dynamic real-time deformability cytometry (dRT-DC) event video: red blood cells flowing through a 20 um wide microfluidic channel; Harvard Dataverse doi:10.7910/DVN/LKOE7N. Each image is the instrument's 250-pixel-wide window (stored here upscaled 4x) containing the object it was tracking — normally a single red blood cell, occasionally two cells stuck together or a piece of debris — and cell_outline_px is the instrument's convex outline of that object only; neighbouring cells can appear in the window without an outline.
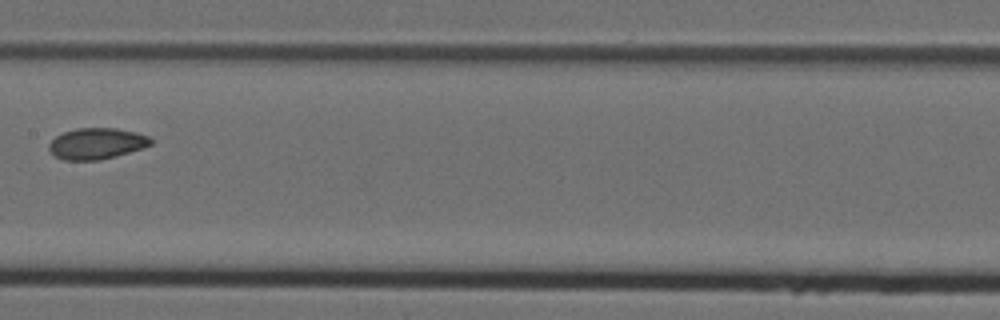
{"species": "Egyptian fruit bat (a non-hibernating species)", "species_latin": "Rousettus aegyptiacus", "temperature_condition": "cold", "stored_images_in_passage": 10, "camera_frame_rate_fps": 3000, "um_per_image_px": 0.085, "animal": {"sex": "female"}, "frame": {"image": 1, "passage_image": 7, "time_ms": 2.0, "image_size_px": [1000, 320], "cell_outline_px": [[152, 144], [144, 148], [116, 156], [100, 160], [64, 160], [56, 156], [48, 148], [48, 144], [56, 136], [64, 132], [76, 128], [116, 128], [136, 132], [148, 136], [152, 140]], "centroid_in_image_um": [8.23, 12.2], "position_along_channel_um": 199.2, "area_um2": 18.5}}
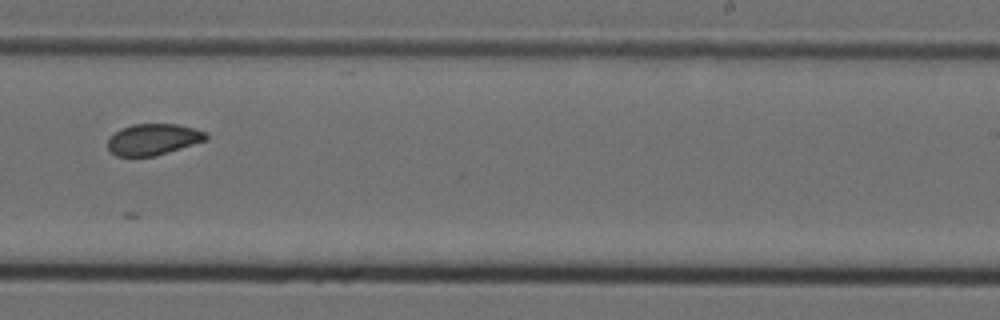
{"frame": {"image": 2, "passage_image": 9, "time_ms": 2.667, "image_size_px": [1000, 320], "cell_outline_px": [[208, 140], [156, 156], [116, 156], [108, 148], [108, 140], [120, 128], [132, 124], [176, 124], [208, 132]], "centroid_in_image_um": [13.06, 11.85], "position_along_channel_um": 275.9, "area_um2": 17.92}}